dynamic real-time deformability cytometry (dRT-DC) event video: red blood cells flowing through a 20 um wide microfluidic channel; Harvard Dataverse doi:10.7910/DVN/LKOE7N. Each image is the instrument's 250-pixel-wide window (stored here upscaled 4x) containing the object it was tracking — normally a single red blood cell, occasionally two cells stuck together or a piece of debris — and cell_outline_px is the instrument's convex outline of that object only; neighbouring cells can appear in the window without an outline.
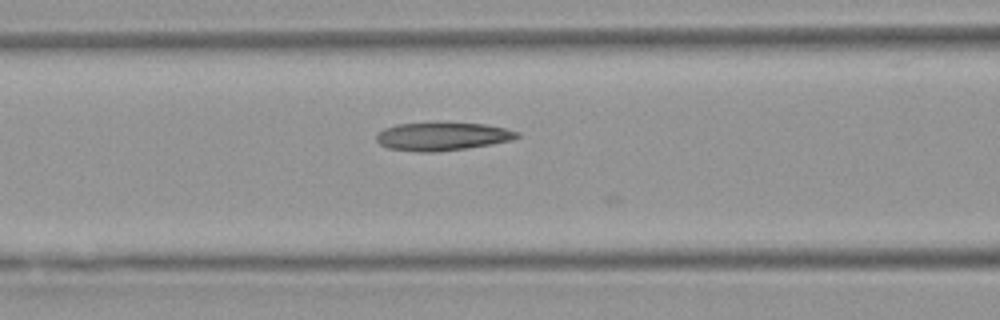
{"species": "Egyptian fruit bat (a non-hibernating species)", "species_latin": "Rousettus aegyptiacus", "temperature_condition": "warm", "stored_images_in_passage": 5, "camera_frame_rate_fps": 3000, "um_per_image_px": 0.085, "animal": {"sex": "female"}, "frame": {"image": 1, "passage_image": 5, "time_ms": 5.667, "image_size_px": [1000, 320], "cell_outline_px": [[520, 136], [512, 140], [492, 144], [436, 152], [416, 152], [388, 148], [380, 144], [376, 140], [376, 136], [384, 128], [396, 124], [484, 124], [504, 128], [520, 132]], "centroid_in_image_um": [37.59, 11.62], "position_along_channel_um": 129.0, "area_um2": 22.6}}